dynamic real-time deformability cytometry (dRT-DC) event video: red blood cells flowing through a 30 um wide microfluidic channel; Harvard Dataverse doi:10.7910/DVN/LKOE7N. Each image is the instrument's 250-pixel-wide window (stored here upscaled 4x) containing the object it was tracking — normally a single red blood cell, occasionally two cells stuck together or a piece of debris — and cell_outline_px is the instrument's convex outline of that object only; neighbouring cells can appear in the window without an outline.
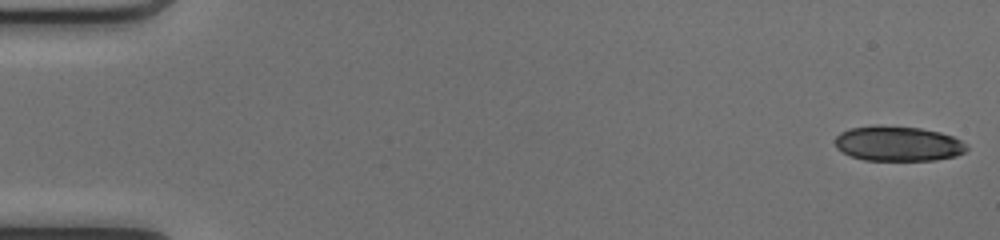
{"species": "common noctule bat (a hibernating species)", "species_latin": "Nyctalus noctula", "temperature_condition": "cold", "stored_images_in_passage": 50, "camera_frame_rate_fps": 3000, "um_per_image_px": 0.085, "animal": {"sex": "female", "body_mass_g": 17.0, "forearm_length_mm": 48.0}, "frame": {"image": 1, "passage_image": 1, "time_ms": 0.0, "image_size_px": [1000, 240], "cell_outline_px": [[968, 148], [964, 152], [956, 156], [936, 160], [864, 160], [852, 156], [836, 148], [836, 136], [840, 132], [848, 128], [876, 124], [920, 128], [940, 132], [952, 136], [968, 144]], "centroid_in_image_um": [76.33, 12.19], "position_along_channel_um": 8.7, "area_um2": 27.05}}
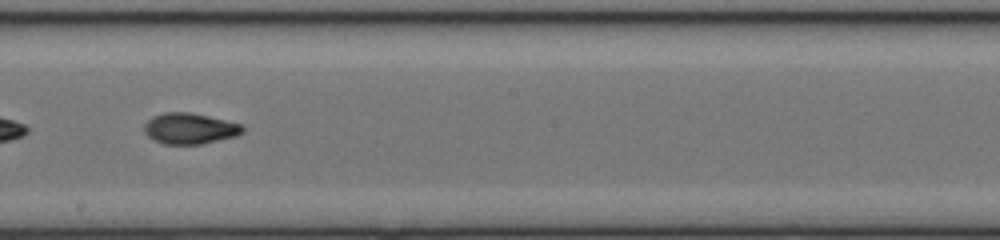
{"frame": {"image": 2, "passage_image": 29, "time_ms": 9.333, "image_size_px": [1000, 240], "cell_outline_px": [[244, 132], [236, 136], [200, 144], [164, 144], [152, 140], [144, 132], [144, 124], [152, 116], [164, 112], [188, 112], [208, 116], [240, 124], [244, 128]], "centroid_in_image_um": [16.09, 10.92], "position_along_channel_um": 232.1, "area_um2": 17.69}}
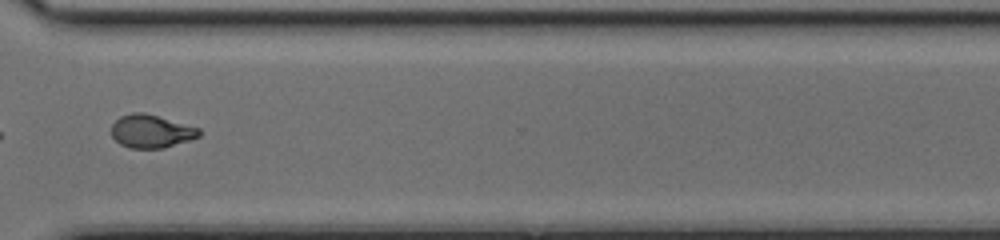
{"frame": {"image": 3, "passage_image": 38, "time_ms": 12.333, "image_size_px": [1000, 240], "cell_outline_px": [[200, 136], [164, 148], [128, 148], [120, 144], [112, 136], [112, 124], [120, 116], [132, 112], [144, 112], [200, 128]], "centroid_in_image_um": [12.83, 11.15], "position_along_channel_um": 357.8, "area_um2": 16.88}, "authors_computed_cell_mechanics": {"area_um2": 17.8891, "velocity_mm_per_s": 4.1976, "shape_relaxation_time_tau1_ms": 3.7063, "shape_relaxation_time_tau2_ms": 1.6353, "deformation_change_tau1": 0.1846, "deformation_change_tau2": 0.0655}}